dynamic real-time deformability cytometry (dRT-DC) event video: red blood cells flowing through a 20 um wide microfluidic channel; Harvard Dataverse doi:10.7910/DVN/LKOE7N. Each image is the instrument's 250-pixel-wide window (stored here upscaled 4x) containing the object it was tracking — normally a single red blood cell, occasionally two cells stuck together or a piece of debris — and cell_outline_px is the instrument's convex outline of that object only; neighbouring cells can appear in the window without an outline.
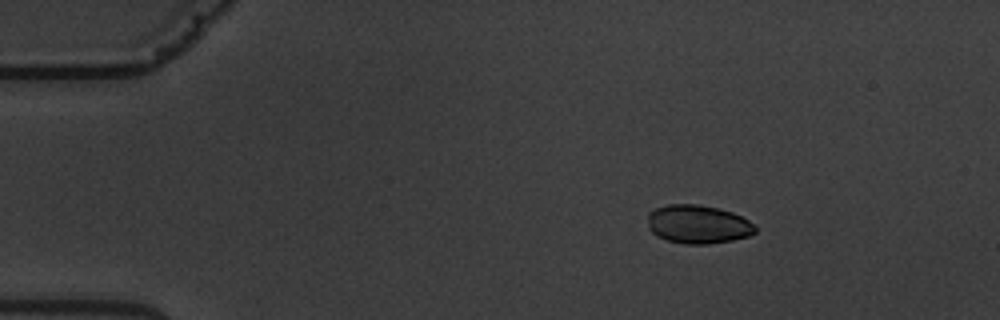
{"species": "common noctule bat (a hibernating species)", "species_latin": "Nyctalus noctula", "temperature_condition": "warm", "stored_images_in_passage": 6, "camera_frame_rate_fps": 3000, "um_per_image_px": 0.085, "animal": {"sex": "male", "body_mass_g": 19.5, "forearm_length_mm": 54.6}, "frame": {"image": 1, "passage_image": 1, "time_ms": 0.0, "image_size_px": [1000, 320], "cell_outline_px": [[756, 232], [748, 236], [732, 240], [708, 244], [684, 244], [668, 240], [656, 236], [648, 228], [648, 212], [656, 208], [668, 204], [696, 204], [716, 208], [732, 212], [748, 220], [756, 228]], "centroid_in_image_um": [59.3, 19.07], "position_along_channel_um": 25.7, "area_um2": 24.1}}
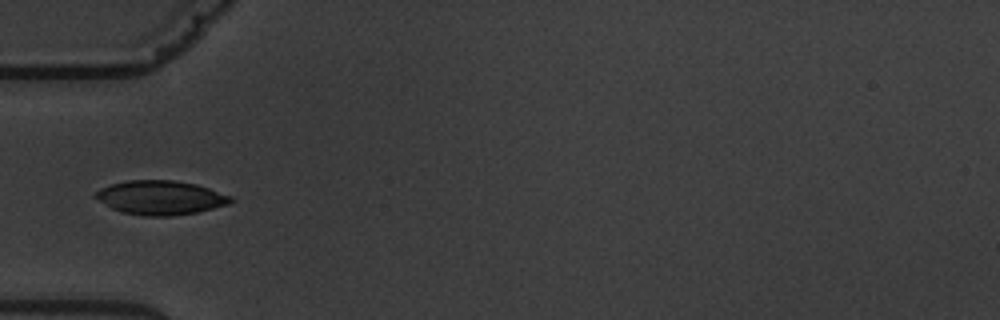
{"frame": {"image": 2, "passage_image": 4, "time_ms": 3.333, "image_size_px": [1000, 320], "cell_outline_px": [[236, 200], [228, 204], [196, 212], [172, 216], [144, 216], [120, 212], [112, 208], [92, 196], [100, 188], [112, 184], [128, 180], [172, 180], [196, 184], [232, 196]], "centroid_in_image_um": [13.64, 16.8], "position_along_channel_um": 71.4, "area_um2": 26.82}}